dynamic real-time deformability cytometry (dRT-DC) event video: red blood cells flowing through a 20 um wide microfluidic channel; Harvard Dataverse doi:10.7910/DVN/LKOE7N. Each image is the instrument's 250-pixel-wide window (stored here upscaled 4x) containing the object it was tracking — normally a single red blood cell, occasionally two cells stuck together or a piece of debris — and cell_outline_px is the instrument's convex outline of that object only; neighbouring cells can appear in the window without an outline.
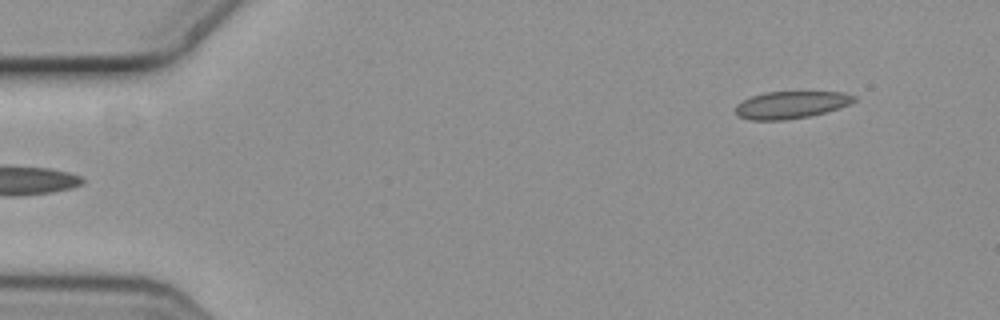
{"species": "common noctule bat (a hibernating species)", "species_latin": "Nyctalus noctula", "temperature_condition": "cold", "stored_images_in_passage": 4, "segment_of_instrument_passage": [2, 2], "camera_frame_rate_fps": 3000, "um_per_image_px": 0.085, "animal": {"sex": "female", "body_mass_g": 19.3, "forearm_length_mm": 54.1}, "frame": {"image": 1, "passage_image": 4, "time_ms": 1.0, "image_size_px": [1000, 320], "cell_outline_px": [[856, 100], [852, 104], [840, 108], [808, 116], [784, 120], [748, 120], [736, 116], [736, 104], [752, 96], [764, 92], [844, 92], [856, 96]], "centroid_in_image_um": [67.24, 8.91], "position_along_channel_um": 17.8, "area_um2": 18.9}}